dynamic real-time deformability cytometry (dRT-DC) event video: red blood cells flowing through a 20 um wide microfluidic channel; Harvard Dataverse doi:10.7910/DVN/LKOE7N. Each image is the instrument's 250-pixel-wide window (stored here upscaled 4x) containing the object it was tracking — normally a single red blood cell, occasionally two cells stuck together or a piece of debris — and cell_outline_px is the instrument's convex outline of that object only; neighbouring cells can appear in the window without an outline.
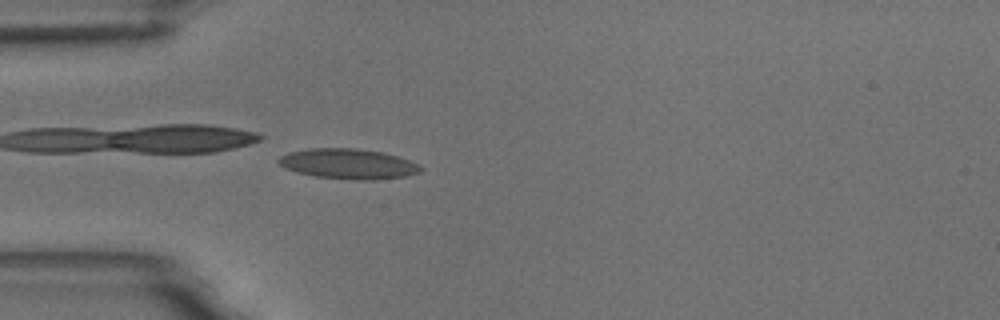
{"species": "common noctule bat (a hibernating species)", "species_latin": "Nyctalus noctula", "temperature_condition": "room temperature", "stored_images_in_passage": 4, "camera_frame_rate_fps": 3000, "um_per_image_px": 0.085, "animal": {"sex": "male", "body_mass_g": 18.8}, "frame": {"image": 1, "passage_image": 4, "time_ms": 4.333, "image_size_px": [1000, 320], "cell_outline_px": [[424, 168], [420, 172], [404, 176], [376, 180], [360, 180], [316, 176], [296, 172], [284, 168], [276, 160], [280, 156], [288, 152], [312, 148], [356, 148], [380, 152], [396, 156], [420, 164]], "centroid_in_image_um": [29.59, 13.92], "position_along_channel_um": 55.4, "area_um2": 24.91}}